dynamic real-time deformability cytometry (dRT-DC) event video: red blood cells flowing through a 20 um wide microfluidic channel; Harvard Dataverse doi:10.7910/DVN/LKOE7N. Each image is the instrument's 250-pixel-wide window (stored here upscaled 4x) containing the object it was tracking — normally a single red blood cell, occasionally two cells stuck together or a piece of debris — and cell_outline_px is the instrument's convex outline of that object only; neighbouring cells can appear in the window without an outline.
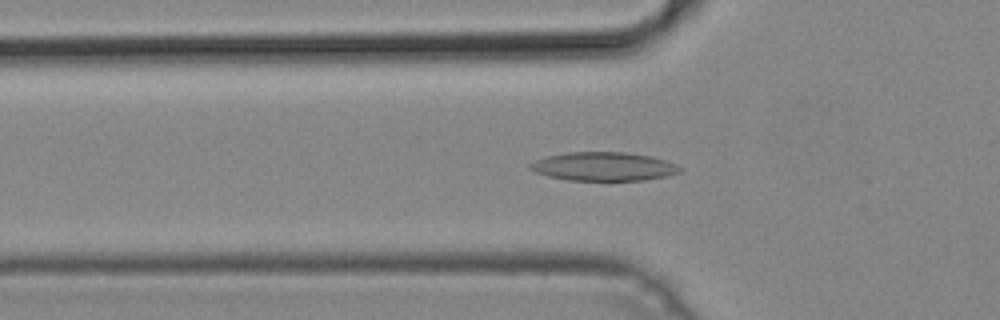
{"species": "common noctule bat (a hibernating species)", "species_latin": "Nyctalus noctula", "temperature_condition": "cold", "stored_images_in_passage": 44, "camera_frame_rate_fps": 3000, "um_per_image_px": 0.085, "animal": {"sex": "male", "body_mass_g": 19.2, "forearm_length_mm": 51.8}, "frame": {"image": 1, "passage_image": 10, "time_ms": 3.0, "image_size_px": [1000, 320], "cell_outline_px": [[684, 168], [680, 172], [668, 176], [644, 180], [568, 180], [548, 176], [536, 172], [528, 168], [528, 164], [536, 160], [548, 156], [564, 152], [624, 152], [652, 156], [676, 164]], "centroid_in_image_um": [51.33, 14.15], "position_along_channel_um": 74.5, "area_um2": 25.09}}
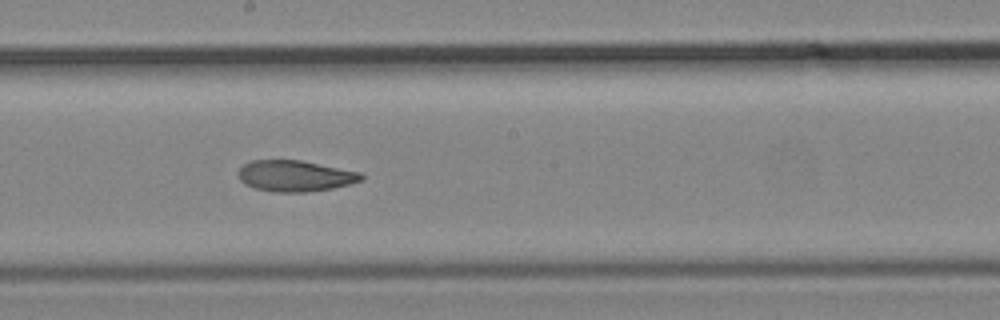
{"frame": {"image": 2, "passage_image": 21, "time_ms": 6.667, "image_size_px": [1000, 320], "cell_outline_px": [[364, 180], [332, 188], [304, 192], [272, 192], [256, 188], [244, 184], [240, 180], [240, 168], [244, 164], [252, 160], [300, 160], [360, 172], [364, 176]], "centroid_in_image_um": [25.09, 14.95], "position_along_channel_um": 223.1, "area_um2": 22.08}}
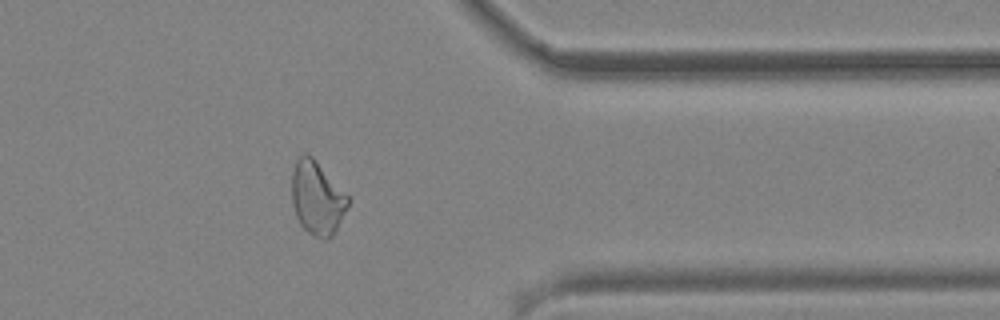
{"frame": {"image": 3, "passage_image": 34, "time_ms": 11.0, "image_size_px": [1000, 320], "cell_outline_px": [[348, 204], [332, 236], [328, 240], [324, 240], [308, 232], [300, 224], [296, 216], [292, 204], [292, 172], [296, 160], [304, 152], [312, 156], [348, 196]], "centroid_in_image_um": [26.92, 16.82], "position_along_channel_um": 384.5, "area_um2": 23.64}}